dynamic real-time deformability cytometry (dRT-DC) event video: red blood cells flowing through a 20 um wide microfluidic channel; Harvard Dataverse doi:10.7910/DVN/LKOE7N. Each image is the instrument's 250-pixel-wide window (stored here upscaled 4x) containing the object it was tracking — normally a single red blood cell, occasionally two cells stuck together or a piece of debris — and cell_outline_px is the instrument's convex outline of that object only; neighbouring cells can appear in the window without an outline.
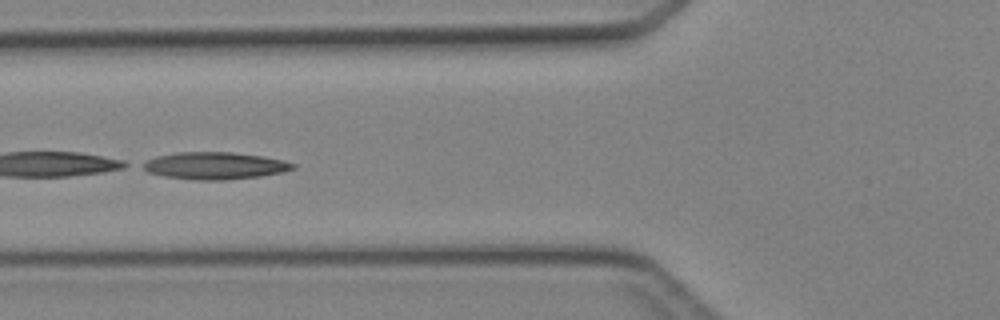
{"species": "Egyptian fruit bat (a non-hibernating species)", "species_latin": "Rousettus aegyptiacus", "temperature_condition": "cold", "stored_images_in_passage": 5, "camera_frame_rate_fps": 3000, "um_per_image_px": 0.085, "animal": {"sex": "female"}, "frame": {"image": 1, "passage_image": 5, "time_ms": 4.667, "image_size_px": [1000, 320], "cell_outline_px": [[296, 168], [280, 172], [260, 176], [224, 180], [196, 180], [164, 176], [148, 172], [140, 168], [140, 164], [156, 156], [176, 152], [232, 152], [260, 156], [284, 160], [296, 164]], "centroid_in_image_um": [18.21, 14.08], "position_along_channel_um": 107.6, "area_um2": 23.76}}